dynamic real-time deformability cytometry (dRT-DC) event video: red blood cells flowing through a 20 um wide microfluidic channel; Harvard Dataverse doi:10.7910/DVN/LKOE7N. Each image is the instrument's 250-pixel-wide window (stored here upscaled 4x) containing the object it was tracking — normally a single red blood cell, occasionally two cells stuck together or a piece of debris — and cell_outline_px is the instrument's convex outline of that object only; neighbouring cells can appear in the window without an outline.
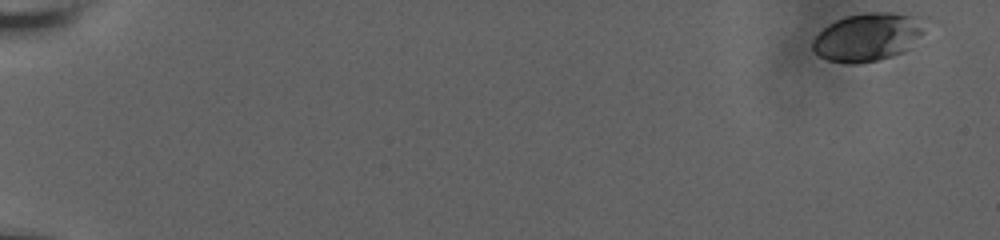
{"species": "human", "species_latin": "Homo sapiens", "temperature_condition": "room temperature", "stored_images_in_passage": 27, "camera_frame_rate_fps": 3000, "um_per_image_px": 0.085, "donor": {"sex": "male"}, "frame": {"image": 1, "passage_image": 1, "time_ms": 0.0, "image_size_px": [1000, 240], "cell_outline_px": [[928, 16], [924, 32], [900, 52], [892, 56], [876, 60], [856, 64], [848, 64], [828, 60], [820, 56], [812, 48], [812, 40], [828, 24], [836, 20], [848, 16], [872, 12], [892, 12]], "centroid_in_image_um": [73.8, 3.11], "position_along_channel_um": 11.2, "area_um2": 31.44}}
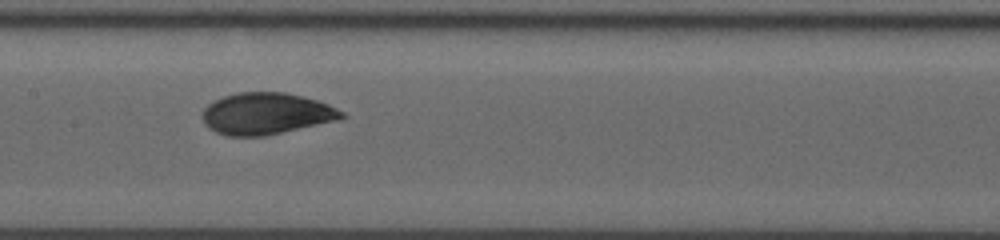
{"frame": {"image": 2, "passage_image": 15, "time_ms": 10.0, "image_size_px": [1000, 240], "cell_outline_px": [[348, 116], [336, 120], [264, 136], [228, 136], [216, 132], [208, 128], [204, 124], [204, 108], [212, 100], [236, 92], [284, 92], [316, 100], [328, 104], [344, 112]], "centroid_in_image_um": [22.6, 9.65], "position_along_channel_um": 184.8, "area_um2": 33.58}}
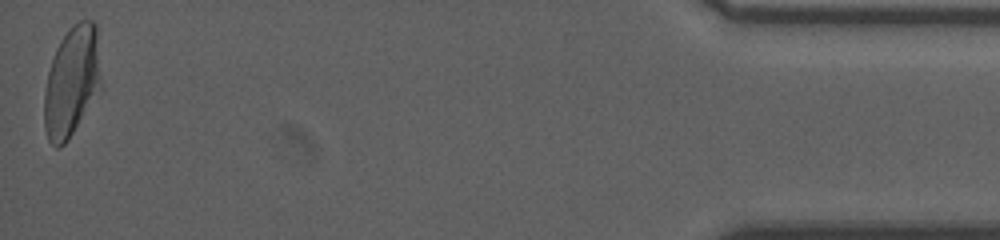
{"frame": {"image": 3, "passage_image": 27, "time_ms": 18.667, "image_size_px": [1000, 240], "cell_outline_px": [[100, 88], [68, 140], [60, 148], [56, 148], [48, 140], [44, 128], [44, 92], [48, 72], [56, 48], [60, 40], [68, 28], [72, 24], [80, 20], [92, 20], [96, 24], [100, 80]], "centroid_in_image_um": [6.06, 6.92], "position_along_channel_um": 429.1, "area_um2": 36.18}, "authors_computed_cell_mechanics": {"area_um2": 32.4258, "velocity_mm_per_s": 3.7657, "shape_relaxation_time_tau1_ms": 5.715, "shape_relaxation_time_tau2_ms": null, "deformation_change_tau1": 0.188, "deformation_change_tau2": null}}